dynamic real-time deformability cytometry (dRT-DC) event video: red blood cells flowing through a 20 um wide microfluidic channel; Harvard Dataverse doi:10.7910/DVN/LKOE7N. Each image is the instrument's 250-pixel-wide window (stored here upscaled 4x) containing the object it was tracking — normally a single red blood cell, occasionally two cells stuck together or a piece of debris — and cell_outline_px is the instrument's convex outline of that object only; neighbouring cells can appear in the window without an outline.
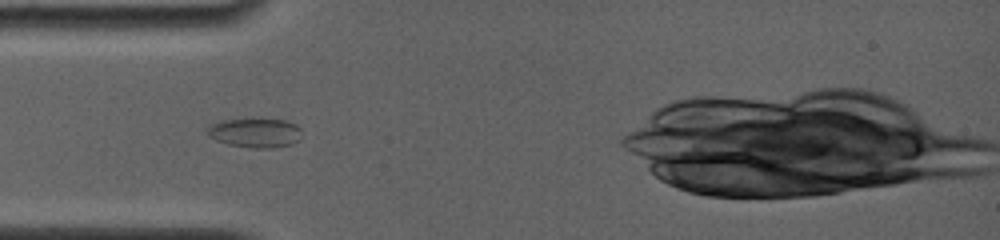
{"species": "common noctule bat (a hibernating species)", "species_latin": "Nyctalus noctula", "temperature_condition": "room temperature", "stored_images_in_passage": 6, "camera_frame_rate_fps": 4000, "um_per_image_px": 0.085, "animal": {"sex": "female", "body_mass_g": 19.0, "forearm_length_mm": 56.7}, "frame": {"image": 1, "passage_image": 3, "time_ms": 1.25, "image_size_px": [1000, 240], "cell_outline_px": [[300, 140], [292, 144], [272, 148], [252, 148], [228, 144], [216, 140], [208, 136], [204, 128], [212, 124], [224, 120], [284, 120], [296, 124], [300, 128]], "centroid_in_image_um": [21.67, 11.31], "position_along_channel_um": 63.3, "area_um2": 16.01}}
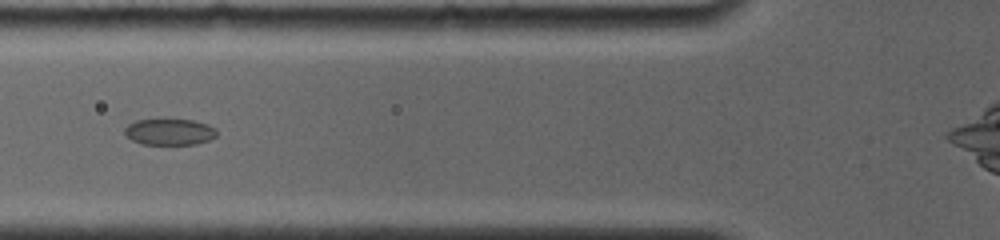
{"frame": {"image": 2, "passage_image": 5, "time_ms": 2.5, "image_size_px": [1000, 240], "cell_outline_px": [[216, 136], [208, 140], [196, 144], [140, 144], [132, 140], [124, 132], [124, 128], [128, 124], [136, 120], [192, 120], [208, 124], [216, 128]], "centroid_in_image_um": [14.41, 11.21], "position_along_channel_um": 111.4, "area_um2": 13.99}}